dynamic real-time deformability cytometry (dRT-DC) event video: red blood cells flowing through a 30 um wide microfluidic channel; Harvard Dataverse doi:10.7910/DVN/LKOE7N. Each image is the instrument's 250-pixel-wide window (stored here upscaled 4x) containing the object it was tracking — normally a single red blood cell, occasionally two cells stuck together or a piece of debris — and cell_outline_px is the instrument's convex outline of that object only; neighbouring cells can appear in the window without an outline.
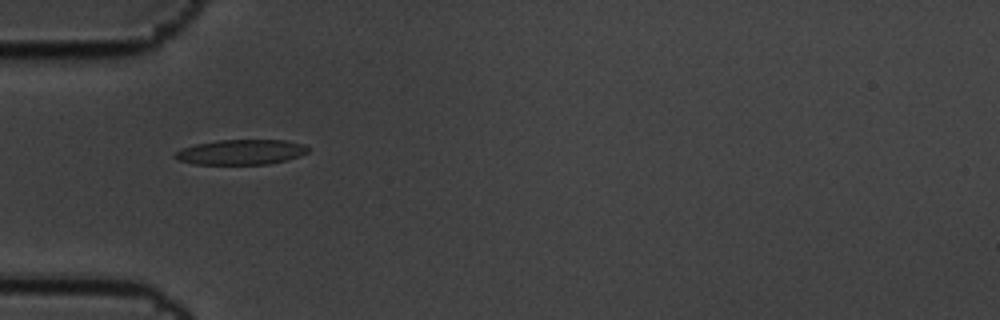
{"species": "common noctule bat (a hibernating species)", "species_latin": "Nyctalus noctula", "temperature_condition": "cold", "stored_images_in_passage": 5, "camera_frame_rate_fps": 3000, "um_per_image_px": 0.085, "animal": {"sex": "male", "body_mass_g": 19.5, "forearm_length_mm": 54.6}, "frame": {"image": 1, "passage_image": 4, "time_ms": 1.0, "image_size_px": [1000, 320], "cell_outline_px": [[308, 152], [300, 156], [268, 164], [192, 164], [176, 160], [172, 156], [180, 148], [196, 144], [220, 140], [284, 140], [304, 144], [308, 148]], "centroid_in_image_um": [20.44, 12.93], "position_along_channel_um": 64.6, "area_um2": 19.48}}
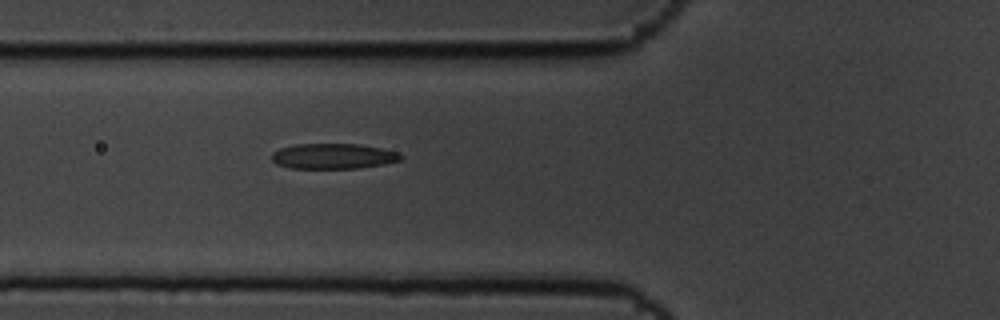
{"frame": {"image": 2, "passage_image": 5, "time_ms": 1.333, "image_size_px": [1000, 320], "cell_outline_px": [[404, 156], [400, 160], [384, 164], [360, 168], [292, 168], [276, 164], [272, 160], [272, 152], [280, 148], [296, 144], [360, 144], [400, 152]], "centroid_in_image_um": [28.35, 13.27], "position_along_channel_um": 97.5, "area_um2": 19.13}}